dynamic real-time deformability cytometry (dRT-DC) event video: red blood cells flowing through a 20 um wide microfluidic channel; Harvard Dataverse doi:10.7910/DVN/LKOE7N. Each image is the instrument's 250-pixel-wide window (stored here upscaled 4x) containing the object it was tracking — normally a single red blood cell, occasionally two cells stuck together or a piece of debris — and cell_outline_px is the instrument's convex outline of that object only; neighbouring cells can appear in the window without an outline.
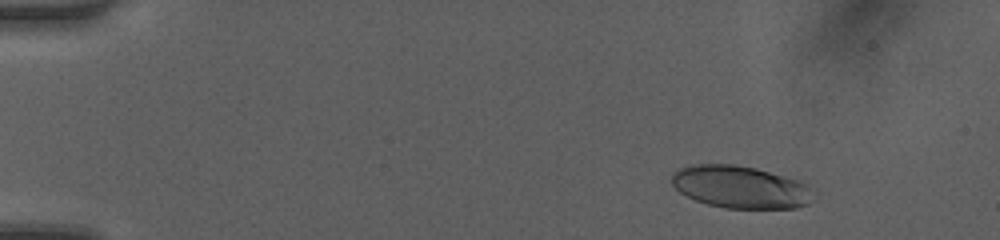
{"species": "human", "species_latin": "Homo sapiens", "temperature_condition": "room temperature", "stored_images_in_passage": 50, "camera_frame_rate_fps": 3000, "um_per_image_px": 0.085, "donor": {"sex": "female"}, "frame": {"image": 1, "passage_image": 7, "time_ms": 2.0, "image_size_px": [1000, 240], "cell_outline_px": [[816, 192], [808, 204], [796, 208], [724, 208], [708, 204], [696, 200], [680, 192], [672, 184], [672, 172], [680, 168], [692, 164], [736, 164], [756, 168], [800, 180], [808, 184]], "centroid_in_image_um": [62.98, 15.89], "position_along_channel_um": 22.0, "area_um2": 35.32}}
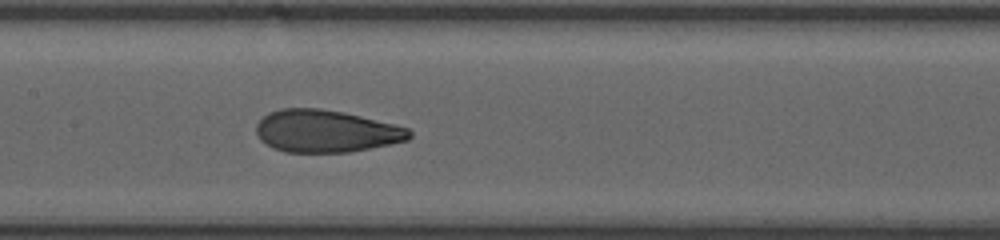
{"frame": {"image": 2, "passage_image": 26, "time_ms": 8.333, "image_size_px": [1000, 240], "cell_outline_px": [[412, 136], [408, 140], [348, 152], [284, 152], [272, 148], [260, 140], [256, 132], [256, 124], [268, 112], [280, 108], [320, 108], [344, 112], [396, 124], [408, 128], [412, 132]], "centroid_in_image_um": [27.69, 11.14], "position_along_channel_um": 179.7, "area_um2": 37.92}}
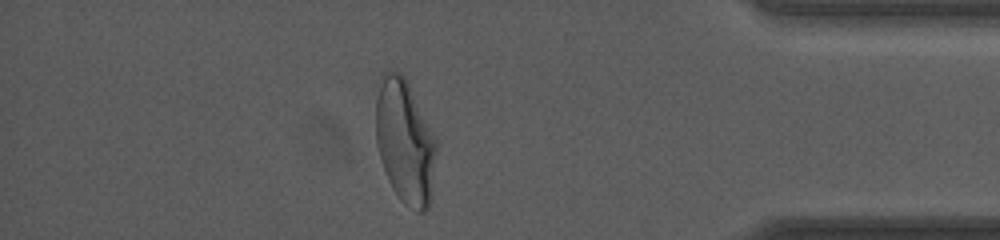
{"frame": {"image": 3, "passage_image": 44, "time_ms": 14.333, "image_size_px": [1000, 240], "cell_outline_px": [[436, 152], [432, 196], [428, 208], [424, 212], [416, 212], [404, 204], [400, 200], [392, 188], [388, 180], [380, 160], [376, 144], [376, 100], [384, 68], [400, 72], [404, 76], [436, 136]], "centroid_in_image_um": [34.43, 12.07], "position_along_channel_um": 400.8, "area_um2": 44.22}, "authors_computed_cell_mechanics": {"area_um2": 37.7723, "velocity_mm_per_s": 4.188, "shape_relaxation_time_tau1_ms": 5.3867, "shape_relaxation_time_tau2_ms": 0.7809, "deformation_change_tau1": 0.2349, "deformation_change_tau2": 0.071}}